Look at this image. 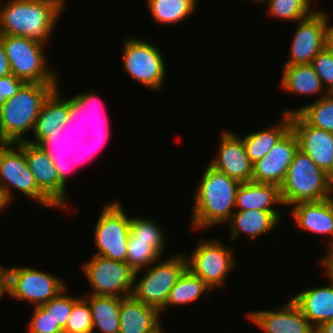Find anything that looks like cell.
I'll return each instance as SVG.
<instances>
[{
	"label": "cell",
	"instance_id": "obj_39",
	"mask_svg": "<svg viewBox=\"0 0 333 333\" xmlns=\"http://www.w3.org/2000/svg\"><path fill=\"white\" fill-rule=\"evenodd\" d=\"M25 81L17 78L14 74L0 78V107L12 96L16 95Z\"/></svg>",
	"mask_w": 333,
	"mask_h": 333
},
{
	"label": "cell",
	"instance_id": "obj_7",
	"mask_svg": "<svg viewBox=\"0 0 333 333\" xmlns=\"http://www.w3.org/2000/svg\"><path fill=\"white\" fill-rule=\"evenodd\" d=\"M11 73L26 83H57V74L47 67L44 43L21 36L0 34Z\"/></svg>",
	"mask_w": 333,
	"mask_h": 333
},
{
	"label": "cell",
	"instance_id": "obj_27",
	"mask_svg": "<svg viewBox=\"0 0 333 333\" xmlns=\"http://www.w3.org/2000/svg\"><path fill=\"white\" fill-rule=\"evenodd\" d=\"M273 128L247 134L242 138L247 156L253 164L262 159L271 148L291 129V114L282 115Z\"/></svg>",
	"mask_w": 333,
	"mask_h": 333
},
{
	"label": "cell",
	"instance_id": "obj_29",
	"mask_svg": "<svg viewBox=\"0 0 333 333\" xmlns=\"http://www.w3.org/2000/svg\"><path fill=\"white\" fill-rule=\"evenodd\" d=\"M324 95L315 102L298 110H285L284 114L297 113L307 124L333 133V93Z\"/></svg>",
	"mask_w": 333,
	"mask_h": 333
},
{
	"label": "cell",
	"instance_id": "obj_28",
	"mask_svg": "<svg viewBox=\"0 0 333 333\" xmlns=\"http://www.w3.org/2000/svg\"><path fill=\"white\" fill-rule=\"evenodd\" d=\"M281 78L283 90L294 94H321L322 82L311 64L284 66Z\"/></svg>",
	"mask_w": 333,
	"mask_h": 333
},
{
	"label": "cell",
	"instance_id": "obj_12",
	"mask_svg": "<svg viewBox=\"0 0 333 333\" xmlns=\"http://www.w3.org/2000/svg\"><path fill=\"white\" fill-rule=\"evenodd\" d=\"M233 248L224 246L219 240L203 241L187 259V269L201 278L211 289L224 286L235 260Z\"/></svg>",
	"mask_w": 333,
	"mask_h": 333
},
{
	"label": "cell",
	"instance_id": "obj_23",
	"mask_svg": "<svg viewBox=\"0 0 333 333\" xmlns=\"http://www.w3.org/2000/svg\"><path fill=\"white\" fill-rule=\"evenodd\" d=\"M96 97L98 98L97 94H95L94 91H90V92H86V93H80L78 95H75L73 97H71L70 99H68V118L71 120V121H81V123L83 122V119H86L87 120V117L85 118L84 116L87 114H90L91 112H89L91 109V107L93 106L94 107V104H95V107L97 105L96 103ZM98 101V100H97ZM89 109V110H88ZM95 110V109H94ZM88 111V112H87ZM100 111V110H99ZM102 112V111H101ZM100 112V113H101ZM86 115V116H87ZM89 116V115H88ZM95 116V115H94ZM93 118V117H91ZM97 118V117H96ZM95 118V120H96ZM105 118V119H104ZM103 120L101 118H99V120L101 119V121H98V124L97 126L99 125V122H100V125L102 126H98L97 129H94V132L96 133L95 134V138L94 139H97L95 141L96 145L94 144L93 146V149L91 151L90 146H89V143H88V146L86 144V146L84 147L82 144H80V146L82 147H78L76 150H77V153H79L78 157L80 159H82V161H84V159H89L88 157L89 156H92L95 151H97L98 149L101 148V144H105V141L108 140V136H109V129L107 128L108 124H106V122H108L106 119L107 117H104ZM94 120V121H95ZM88 121V120H87ZM93 121V122H94ZM105 122V123H104ZM86 124V123H85ZM96 124V123H95ZM88 125V124H87ZM98 131V132H97ZM93 139V138H92ZM90 143H92L90 141ZM85 151L87 154H85ZM90 151V152H89ZM93 153V154H92ZM83 157H82V156ZM89 155V156H88ZM81 156V157H80Z\"/></svg>",
	"mask_w": 333,
	"mask_h": 333
},
{
	"label": "cell",
	"instance_id": "obj_36",
	"mask_svg": "<svg viewBox=\"0 0 333 333\" xmlns=\"http://www.w3.org/2000/svg\"><path fill=\"white\" fill-rule=\"evenodd\" d=\"M63 290L57 297L52 298L48 302L40 305L63 330L66 326L68 317L70 316L74 305V297L68 296Z\"/></svg>",
	"mask_w": 333,
	"mask_h": 333
},
{
	"label": "cell",
	"instance_id": "obj_15",
	"mask_svg": "<svg viewBox=\"0 0 333 333\" xmlns=\"http://www.w3.org/2000/svg\"><path fill=\"white\" fill-rule=\"evenodd\" d=\"M326 23V13L320 10L299 21L293 36L289 60L284 66L312 63L313 58L325 48Z\"/></svg>",
	"mask_w": 333,
	"mask_h": 333
},
{
	"label": "cell",
	"instance_id": "obj_18",
	"mask_svg": "<svg viewBox=\"0 0 333 333\" xmlns=\"http://www.w3.org/2000/svg\"><path fill=\"white\" fill-rule=\"evenodd\" d=\"M220 139L218 155L209 165L240 183L251 182L252 163L247 156L242 138L233 132L223 131Z\"/></svg>",
	"mask_w": 333,
	"mask_h": 333
},
{
	"label": "cell",
	"instance_id": "obj_22",
	"mask_svg": "<svg viewBox=\"0 0 333 333\" xmlns=\"http://www.w3.org/2000/svg\"><path fill=\"white\" fill-rule=\"evenodd\" d=\"M325 270L329 285L307 289L292 298L315 329L333 319V273Z\"/></svg>",
	"mask_w": 333,
	"mask_h": 333
},
{
	"label": "cell",
	"instance_id": "obj_13",
	"mask_svg": "<svg viewBox=\"0 0 333 333\" xmlns=\"http://www.w3.org/2000/svg\"><path fill=\"white\" fill-rule=\"evenodd\" d=\"M64 282L33 267L9 269V297L28 300L40 306L66 289Z\"/></svg>",
	"mask_w": 333,
	"mask_h": 333
},
{
	"label": "cell",
	"instance_id": "obj_45",
	"mask_svg": "<svg viewBox=\"0 0 333 333\" xmlns=\"http://www.w3.org/2000/svg\"><path fill=\"white\" fill-rule=\"evenodd\" d=\"M321 264L333 273V249L321 259Z\"/></svg>",
	"mask_w": 333,
	"mask_h": 333
},
{
	"label": "cell",
	"instance_id": "obj_33",
	"mask_svg": "<svg viewBox=\"0 0 333 333\" xmlns=\"http://www.w3.org/2000/svg\"><path fill=\"white\" fill-rule=\"evenodd\" d=\"M129 235L135 241L151 242V248L160 256L163 253L165 234L160 225L152 219L131 217Z\"/></svg>",
	"mask_w": 333,
	"mask_h": 333
},
{
	"label": "cell",
	"instance_id": "obj_10",
	"mask_svg": "<svg viewBox=\"0 0 333 333\" xmlns=\"http://www.w3.org/2000/svg\"><path fill=\"white\" fill-rule=\"evenodd\" d=\"M131 217L124 213L122 205L116 201L107 203L95 225V244L98 252L94 255L126 262Z\"/></svg>",
	"mask_w": 333,
	"mask_h": 333
},
{
	"label": "cell",
	"instance_id": "obj_30",
	"mask_svg": "<svg viewBox=\"0 0 333 333\" xmlns=\"http://www.w3.org/2000/svg\"><path fill=\"white\" fill-rule=\"evenodd\" d=\"M147 6L160 24H177L196 9V0H147Z\"/></svg>",
	"mask_w": 333,
	"mask_h": 333
},
{
	"label": "cell",
	"instance_id": "obj_37",
	"mask_svg": "<svg viewBox=\"0 0 333 333\" xmlns=\"http://www.w3.org/2000/svg\"><path fill=\"white\" fill-rule=\"evenodd\" d=\"M311 65L319 76L323 87H326V91L333 93V53L324 48L313 58Z\"/></svg>",
	"mask_w": 333,
	"mask_h": 333
},
{
	"label": "cell",
	"instance_id": "obj_26",
	"mask_svg": "<svg viewBox=\"0 0 333 333\" xmlns=\"http://www.w3.org/2000/svg\"><path fill=\"white\" fill-rule=\"evenodd\" d=\"M92 314L93 333H119L121 299L116 296L86 295Z\"/></svg>",
	"mask_w": 333,
	"mask_h": 333
},
{
	"label": "cell",
	"instance_id": "obj_19",
	"mask_svg": "<svg viewBox=\"0 0 333 333\" xmlns=\"http://www.w3.org/2000/svg\"><path fill=\"white\" fill-rule=\"evenodd\" d=\"M291 128L298 138L299 149L327 172L333 162V133L312 127L297 113L291 114Z\"/></svg>",
	"mask_w": 333,
	"mask_h": 333
},
{
	"label": "cell",
	"instance_id": "obj_48",
	"mask_svg": "<svg viewBox=\"0 0 333 333\" xmlns=\"http://www.w3.org/2000/svg\"><path fill=\"white\" fill-rule=\"evenodd\" d=\"M5 208L2 206L1 202H0V211L4 210Z\"/></svg>",
	"mask_w": 333,
	"mask_h": 333
},
{
	"label": "cell",
	"instance_id": "obj_21",
	"mask_svg": "<svg viewBox=\"0 0 333 333\" xmlns=\"http://www.w3.org/2000/svg\"><path fill=\"white\" fill-rule=\"evenodd\" d=\"M160 311L136 300L132 295L122 298L119 333H163Z\"/></svg>",
	"mask_w": 333,
	"mask_h": 333
},
{
	"label": "cell",
	"instance_id": "obj_20",
	"mask_svg": "<svg viewBox=\"0 0 333 333\" xmlns=\"http://www.w3.org/2000/svg\"><path fill=\"white\" fill-rule=\"evenodd\" d=\"M292 216L301 230L314 234L328 235L333 239V201L326 198L319 201L299 202L293 205ZM329 241V250L333 249V240Z\"/></svg>",
	"mask_w": 333,
	"mask_h": 333
},
{
	"label": "cell",
	"instance_id": "obj_17",
	"mask_svg": "<svg viewBox=\"0 0 333 333\" xmlns=\"http://www.w3.org/2000/svg\"><path fill=\"white\" fill-rule=\"evenodd\" d=\"M278 310L252 311L247 318L265 333H315V328L291 299Z\"/></svg>",
	"mask_w": 333,
	"mask_h": 333
},
{
	"label": "cell",
	"instance_id": "obj_25",
	"mask_svg": "<svg viewBox=\"0 0 333 333\" xmlns=\"http://www.w3.org/2000/svg\"><path fill=\"white\" fill-rule=\"evenodd\" d=\"M280 211H261V210H244L232 214L227 222L231 227V239L236 240L240 234L244 233L251 237L252 241L258 236L275 228L279 223Z\"/></svg>",
	"mask_w": 333,
	"mask_h": 333
},
{
	"label": "cell",
	"instance_id": "obj_11",
	"mask_svg": "<svg viewBox=\"0 0 333 333\" xmlns=\"http://www.w3.org/2000/svg\"><path fill=\"white\" fill-rule=\"evenodd\" d=\"M83 274L93 288L92 295L125 298L132 295L135 271L126 263L103 256L83 264Z\"/></svg>",
	"mask_w": 333,
	"mask_h": 333
},
{
	"label": "cell",
	"instance_id": "obj_5",
	"mask_svg": "<svg viewBox=\"0 0 333 333\" xmlns=\"http://www.w3.org/2000/svg\"><path fill=\"white\" fill-rule=\"evenodd\" d=\"M10 187L37 200L41 207L59 208L38 187L29 169L25 151L17 143H0V202L4 208L10 205L13 197Z\"/></svg>",
	"mask_w": 333,
	"mask_h": 333
},
{
	"label": "cell",
	"instance_id": "obj_34",
	"mask_svg": "<svg viewBox=\"0 0 333 333\" xmlns=\"http://www.w3.org/2000/svg\"><path fill=\"white\" fill-rule=\"evenodd\" d=\"M159 258L161 257L151 248V242L135 241L129 235L126 263L135 271L134 280L138 278L141 269H147Z\"/></svg>",
	"mask_w": 333,
	"mask_h": 333
},
{
	"label": "cell",
	"instance_id": "obj_35",
	"mask_svg": "<svg viewBox=\"0 0 333 333\" xmlns=\"http://www.w3.org/2000/svg\"><path fill=\"white\" fill-rule=\"evenodd\" d=\"M63 333H93L92 314L86 298L74 297V305Z\"/></svg>",
	"mask_w": 333,
	"mask_h": 333
},
{
	"label": "cell",
	"instance_id": "obj_32",
	"mask_svg": "<svg viewBox=\"0 0 333 333\" xmlns=\"http://www.w3.org/2000/svg\"><path fill=\"white\" fill-rule=\"evenodd\" d=\"M268 3V14L278 19L302 21L312 15L313 0H256L255 3ZM311 9V10H310Z\"/></svg>",
	"mask_w": 333,
	"mask_h": 333
},
{
	"label": "cell",
	"instance_id": "obj_49",
	"mask_svg": "<svg viewBox=\"0 0 333 333\" xmlns=\"http://www.w3.org/2000/svg\"><path fill=\"white\" fill-rule=\"evenodd\" d=\"M0 143H1V123H0Z\"/></svg>",
	"mask_w": 333,
	"mask_h": 333
},
{
	"label": "cell",
	"instance_id": "obj_43",
	"mask_svg": "<svg viewBox=\"0 0 333 333\" xmlns=\"http://www.w3.org/2000/svg\"><path fill=\"white\" fill-rule=\"evenodd\" d=\"M327 17L326 30H325V48L333 53V25H329Z\"/></svg>",
	"mask_w": 333,
	"mask_h": 333
},
{
	"label": "cell",
	"instance_id": "obj_24",
	"mask_svg": "<svg viewBox=\"0 0 333 333\" xmlns=\"http://www.w3.org/2000/svg\"><path fill=\"white\" fill-rule=\"evenodd\" d=\"M275 204L283 205L279 186L253 181L240 184L236 196L237 211H278L272 208Z\"/></svg>",
	"mask_w": 333,
	"mask_h": 333
},
{
	"label": "cell",
	"instance_id": "obj_47",
	"mask_svg": "<svg viewBox=\"0 0 333 333\" xmlns=\"http://www.w3.org/2000/svg\"><path fill=\"white\" fill-rule=\"evenodd\" d=\"M333 201V186L331 187V197H330Z\"/></svg>",
	"mask_w": 333,
	"mask_h": 333
},
{
	"label": "cell",
	"instance_id": "obj_2",
	"mask_svg": "<svg viewBox=\"0 0 333 333\" xmlns=\"http://www.w3.org/2000/svg\"><path fill=\"white\" fill-rule=\"evenodd\" d=\"M240 184L208 165L196 186L191 225L199 230L228 222L236 207Z\"/></svg>",
	"mask_w": 333,
	"mask_h": 333
},
{
	"label": "cell",
	"instance_id": "obj_6",
	"mask_svg": "<svg viewBox=\"0 0 333 333\" xmlns=\"http://www.w3.org/2000/svg\"><path fill=\"white\" fill-rule=\"evenodd\" d=\"M327 172L298 149L280 186L283 205L319 201L331 197Z\"/></svg>",
	"mask_w": 333,
	"mask_h": 333
},
{
	"label": "cell",
	"instance_id": "obj_9",
	"mask_svg": "<svg viewBox=\"0 0 333 333\" xmlns=\"http://www.w3.org/2000/svg\"><path fill=\"white\" fill-rule=\"evenodd\" d=\"M123 70L150 89H159L166 75L164 57L155 45L138 38L124 39Z\"/></svg>",
	"mask_w": 333,
	"mask_h": 333
},
{
	"label": "cell",
	"instance_id": "obj_31",
	"mask_svg": "<svg viewBox=\"0 0 333 333\" xmlns=\"http://www.w3.org/2000/svg\"><path fill=\"white\" fill-rule=\"evenodd\" d=\"M209 290L212 289L201 278L196 277L190 270L186 269L171 289L167 302L160 313L163 309L172 305L189 304Z\"/></svg>",
	"mask_w": 333,
	"mask_h": 333
},
{
	"label": "cell",
	"instance_id": "obj_46",
	"mask_svg": "<svg viewBox=\"0 0 333 333\" xmlns=\"http://www.w3.org/2000/svg\"><path fill=\"white\" fill-rule=\"evenodd\" d=\"M327 178H328L329 184L331 186H333V162H332L331 167L327 171Z\"/></svg>",
	"mask_w": 333,
	"mask_h": 333
},
{
	"label": "cell",
	"instance_id": "obj_42",
	"mask_svg": "<svg viewBox=\"0 0 333 333\" xmlns=\"http://www.w3.org/2000/svg\"><path fill=\"white\" fill-rule=\"evenodd\" d=\"M9 74H11L9 61L4 46L2 44V41L0 40V78L7 76Z\"/></svg>",
	"mask_w": 333,
	"mask_h": 333
},
{
	"label": "cell",
	"instance_id": "obj_44",
	"mask_svg": "<svg viewBox=\"0 0 333 333\" xmlns=\"http://www.w3.org/2000/svg\"><path fill=\"white\" fill-rule=\"evenodd\" d=\"M315 333H333V319L322 323L316 328Z\"/></svg>",
	"mask_w": 333,
	"mask_h": 333
},
{
	"label": "cell",
	"instance_id": "obj_41",
	"mask_svg": "<svg viewBox=\"0 0 333 333\" xmlns=\"http://www.w3.org/2000/svg\"><path fill=\"white\" fill-rule=\"evenodd\" d=\"M6 294L9 295V267L5 269L0 265V299Z\"/></svg>",
	"mask_w": 333,
	"mask_h": 333
},
{
	"label": "cell",
	"instance_id": "obj_40",
	"mask_svg": "<svg viewBox=\"0 0 333 333\" xmlns=\"http://www.w3.org/2000/svg\"><path fill=\"white\" fill-rule=\"evenodd\" d=\"M78 125V124H80V122L79 121H71L69 118H67L66 119V122L63 124V126L60 128V130H61V149L62 150H64L65 149V151H69L68 150V147L69 148H72L71 146L72 145H74L75 144V146L77 145V147L79 146L80 147V143L81 144H83V142L81 141H79V140H72V139H75V138H73L72 136H70V135H72V133H71V131H72V129L73 128H75L74 126L76 125V124ZM83 124V123H82ZM78 130V129H77ZM85 131H87V130H85V128H83L82 127V129H79V131H76V132H80L81 133V135H80V133L78 134V135H80V136H82V134L84 135V134H86L85 133ZM73 132V131H72ZM70 134V135H69ZM75 134V133H74ZM76 141V142H75ZM75 142V143H74Z\"/></svg>",
	"mask_w": 333,
	"mask_h": 333
},
{
	"label": "cell",
	"instance_id": "obj_4",
	"mask_svg": "<svg viewBox=\"0 0 333 333\" xmlns=\"http://www.w3.org/2000/svg\"><path fill=\"white\" fill-rule=\"evenodd\" d=\"M17 144L25 151L29 169L38 187L59 208H65L67 206L65 198L67 176L72 169V162L67 161L68 156L64 159V152L67 151L53 145H39L26 141H20Z\"/></svg>",
	"mask_w": 333,
	"mask_h": 333
},
{
	"label": "cell",
	"instance_id": "obj_38",
	"mask_svg": "<svg viewBox=\"0 0 333 333\" xmlns=\"http://www.w3.org/2000/svg\"><path fill=\"white\" fill-rule=\"evenodd\" d=\"M34 314L28 326L29 333H63L60 326L54 322L41 306H34Z\"/></svg>",
	"mask_w": 333,
	"mask_h": 333
},
{
	"label": "cell",
	"instance_id": "obj_14",
	"mask_svg": "<svg viewBox=\"0 0 333 333\" xmlns=\"http://www.w3.org/2000/svg\"><path fill=\"white\" fill-rule=\"evenodd\" d=\"M299 141L292 128L260 160L252 164V181L281 186Z\"/></svg>",
	"mask_w": 333,
	"mask_h": 333
},
{
	"label": "cell",
	"instance_id": "obj_3",
	"mask_svg": "<svg viewBox=\"0 0 333 333\" xmlns=\"http://www.w3.org/2000/svg\"><path fill=\"white\" fill-rule=\"evenodd\" d=\"M58 83H25L19 92L0 107L1 143L25 141L33 131L45 99Z\"/></svg>",
	"mask_w": 333,
	"mask_h": 333
},
{
	"label": "cell",
	"instance_id": "obj_8",
	"mask_svg": "<svg viewBox=\"0 0 333 333\" xmlns=\"http://www.w3.org/2000/svg\"><path fill=\"white\" fill-rule=\"evenodd\" d=\"M183 256L181 253L175 254L162 261L159 258V263H152V267L150 265L138 283H134L132 296L160 311L165 306L171 289L187 269V257Z\"/></svg>",
	"mask_w": 333,
	"mask_h": 333
},
{
	"label": "cell",
	"instance_id": "obj_16",
	"mask_svg": "<svg viewBox=\"0 0 333 333\" xmlns=\"http://www.w3.org/2000/svg\"><path fill=\"white\" fill-rule=\"evenodd\" d=\"M57 86L45 99L40 114L35 121L33 133L35 141L26 142L39 145H53L61 149L60 128L68 118V99L62 100Z\"/></svg>",
	"mask_w": 333,
	"mask_h": 333
},
{
	"label": "cell",
	"instance_id": "obj_1",
	"mask_svg": "<svg viewBox=\"0 0 333 333\" xmlns=\"http://www.w3.org/2000/svg\"><path fill=\"white\" fill-rule=\"evenodd\" d=\"M64 6V0H10L5 6L0 3V34L47 44Z\"/></svg>",
	"mask_w": 333,
	"mask_h": 333
}]
</instances>
